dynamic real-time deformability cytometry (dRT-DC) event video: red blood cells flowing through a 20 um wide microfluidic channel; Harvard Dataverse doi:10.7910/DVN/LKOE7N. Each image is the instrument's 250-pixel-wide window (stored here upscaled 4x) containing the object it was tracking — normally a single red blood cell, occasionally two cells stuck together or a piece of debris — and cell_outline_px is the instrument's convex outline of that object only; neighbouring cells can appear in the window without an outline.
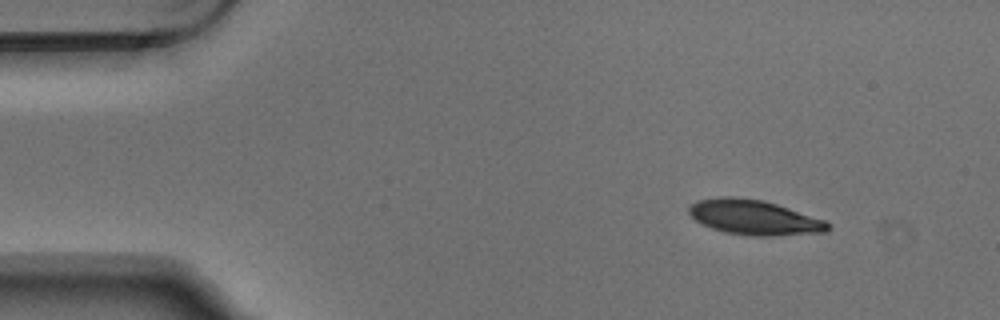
{"species": "Egyptian fruit bat (a non-hibernating species)", "species_latin": "Rousettus aegyptiacus", "temperature_condition": "warm", "stored_images_in_passage": 3, "camera_frame_rate_fps": 3000, "um_per_image_px": 0.085, "animal": {"sex": "male"}, "frame": {"image": 1, "passage_image": 1, "time_ms": 0.0, "image_size_px": [1000, 320], "cell_outline_px": [[832, 228], [824, 232], [772, 236], [752, 236], [724, 232], [712, 228], [696, 220], [688, 212], [688, 208], [692, 204], [700, 200], [720, 196], [732, 196], [764, 200], [824, 220], [832, 224]], "centroid_in_image_um": [64.12, 18.48], "position_along_channel_um": 20.9, "area_um2": 28.09}}
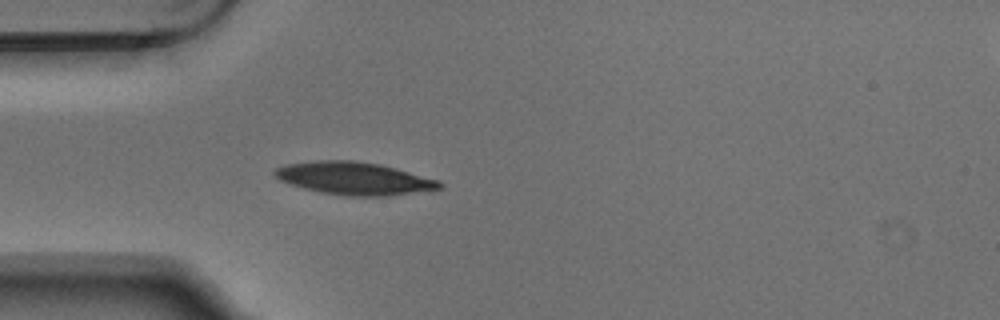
{"frame": {"image": 2, "passage_image": 3, "time_ms": 0.667, "image_size_px": [1000, 320], "cell_outline_px": [[444, 184], [440, 188], [388, 196], [348, 196], [320, 192], [304, 188], [280, 180], [272, 172], [276, 168], [284, 164], [316, 160], [352, 160], [380, 164], [396, 168], [440, 180]], "centroid_in_image_um": [30.1, 15.15], "position_along_channel_um": 54.9, "area_um2": 31.33}}